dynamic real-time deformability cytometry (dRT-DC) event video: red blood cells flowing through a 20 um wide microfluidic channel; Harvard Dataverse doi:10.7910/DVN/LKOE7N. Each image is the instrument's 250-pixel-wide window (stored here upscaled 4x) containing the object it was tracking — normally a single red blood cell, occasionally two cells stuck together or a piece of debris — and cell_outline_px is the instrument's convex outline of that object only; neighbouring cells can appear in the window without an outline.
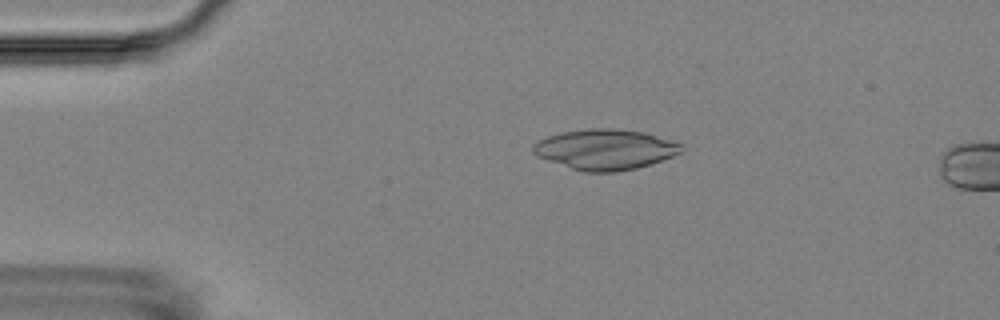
{"species": "Egyptian fruit bat (a non-hibernating species)", "species_latin": "Rousettus aegyptiacus", "temperature_condition": "room temperature", "stored_images_in_passage": 6, "camera_frame_rate_fps": 3000, "um_per_image_px": 0.085, "animal": {"sex": "female"}, "frame": {"image": 1, "passage_image": 4, "time_ms": 3.333, "image_size_px": [1000, 320], "cell_outline_px": [[684, 148], [680, 152], [672, 156], [636, 168], [616, 172], [584, 172], [536, 156], [532, 152], [532, 144], [548, 136], [564, 132], [588, 128], [612, 128], [644, 132], [684, 144]], "centroid_in_image_um": [51.44, 12.69], "position_along_channel_um": 33.6, "area_um2": 34.68}}